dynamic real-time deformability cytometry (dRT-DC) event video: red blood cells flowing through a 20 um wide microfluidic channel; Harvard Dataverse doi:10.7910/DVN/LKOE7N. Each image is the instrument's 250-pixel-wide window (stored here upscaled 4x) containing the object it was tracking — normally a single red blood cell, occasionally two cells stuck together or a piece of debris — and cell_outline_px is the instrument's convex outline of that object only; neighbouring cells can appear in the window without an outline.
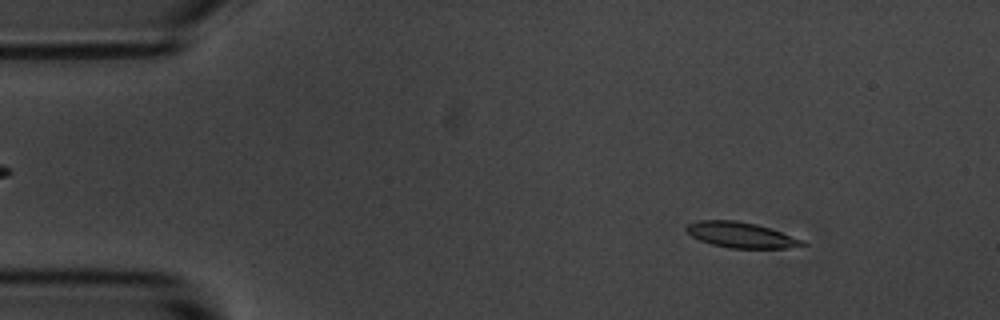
{"species": "common noctule bat (a hibernating species)", "species_latin": "Nyctalus noctula", "temperature_condition": "room temperature", "stored_images_in_passage": 5, "camera_frame_rate_fps": 3000, "um_per_image_px": 0.085, "animal": {"sex": "male", "body_mass_g": 20.1, "forearm_length_mm": 53.5}, "frame": {"image": 1, "passage_image": 2, "time_ms": 1.333, "image_size_px": [1000, 320], "cell_outline_px": [[808, 244], [784, 248], [728, 248], [712, 244], [700, 240], [692, 236], [684, 228], [688, 224], [700, 220], [736, 220], [756, 224], [780, 232], [800, 240]], "centroid_in_image_um": [62.91, 19.96], "position_along_channel_um": 22.1, "area_um2": 16.88}}
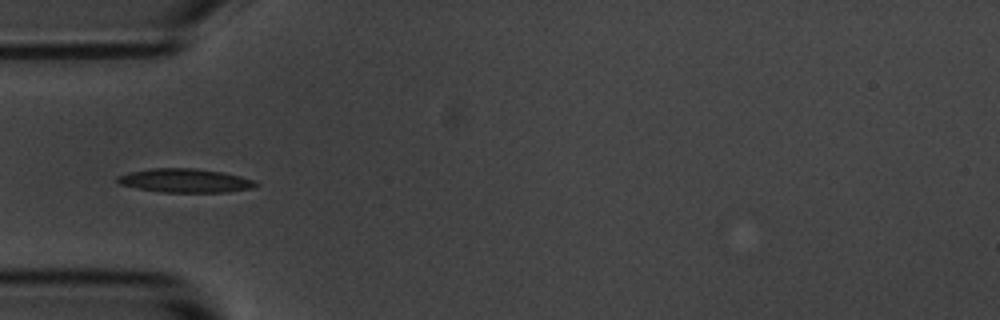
{"frame": {"image": 2, "passage_image": 5, "time_ms": 4.667, "image_size_px": [1000, 320], "cell_outline_px": [[260, 184], [252, 188], [228, 192], [160, 192], [136, 188], [120, 184], [116, 180], [116, 176], [128, 172], [152, 168], [196, 168], [220, 172], [240, 176], [256, 180]], "centroid_in_image_um": [15.73, 15.35], "position_along_channel_um": 69.3, "area_um2": 19.31}}